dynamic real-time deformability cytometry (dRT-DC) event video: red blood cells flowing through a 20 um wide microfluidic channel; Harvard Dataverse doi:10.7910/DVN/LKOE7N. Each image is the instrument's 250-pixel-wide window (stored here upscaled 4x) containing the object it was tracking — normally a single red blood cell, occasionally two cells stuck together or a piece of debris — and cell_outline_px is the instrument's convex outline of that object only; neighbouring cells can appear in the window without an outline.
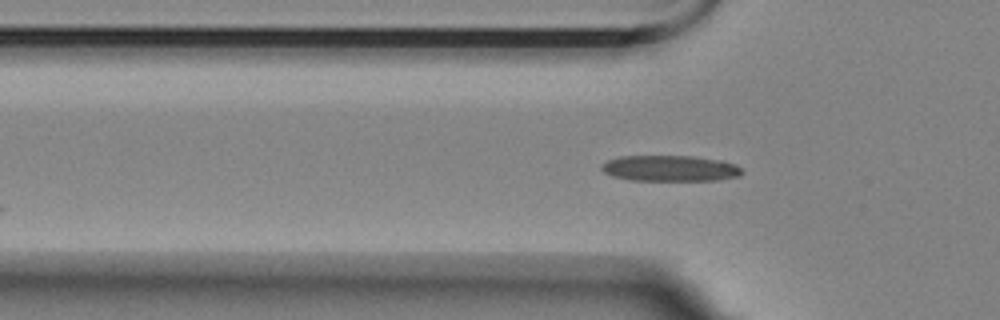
{"species": "Egyptian fruit bat (a non-hibernating species)", "species_latin": "Rousettus aegyptiacus", "temperature_condition": "room temperature", "stored_images_in_passage": 6, "camera_frame_rate_fps": 3000, "um_per_image_px": 0.085, "animal": {"sex": "female"}, "frame": {"image": 1, "passage_image": 6, "time_ms": 5.667, "image_size_px": [1000, 320], "cell_outline_px": [[744, 172], [740, 176], [720, 180], [632, 180], [612, 176], [604, 172], [600, 168], [600, 164], [608, 160], [620, 156], [692, 156], [724, 160], [736, 164]], "centroid_in_image_um": [56.98, 14.3], "position_along_channel_um": 68.8, "area_um2": 21.39}}